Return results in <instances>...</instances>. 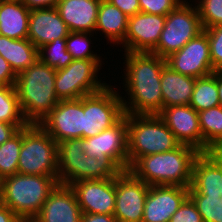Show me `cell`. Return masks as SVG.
<instances>
[{"mask_svg": "<svg viewBox=\"0 0 222 222\" xmlns=\"http://www.w3.org/2000/svg\"><path fill=\"white\" fill-rule=\"evenodd\" d=\"M122 97L125 114H158L163 109L161 73L166 59L148 52H125ZM129 100V101H127Z\"/></svg>", "mask_w": 222, "mask_h": 222, "instance_id": "7a4b0ae2", "label": "cell"}, {"mask_svg": "<svg viewBox=\"0 0 222 222\" xmlns=\"http://www.w3.org/2000/svg\"><path fill=\"white\" fill-rule=\"evenodd\" d=\"M38 124L57 143L83 138L84 96L76 100H60Z\"/></svg>", "mask_w": 222, "mask_h": 222, "instance_id": "7c38bea8", "label": "cell"}, {"mask_svg": "<svg viewBox=\"0 0 222 222\" xmlns=\"http://www.w3.org/2000/svg\"><path fill=\"white\" fill-rule=\"evenodd\" d=\"M128 169L140 157L164 153L180 143L158 114H127Z\"/></svg>", "mask_w": 222, "mask_h": 222, "instance_id": "5b68a950", "label": "cell"}, {"mask_svg": "<svg viewBox=\"0 0 222 222\" xmlns=\"http://www.w3.org/2000/svg\"><path fill=\"white\" fill-rule=\"evenodd\" d=\"M20 218L0 201V222H18Z\"/></svg>", "mask_w": 222, "mask_h": 222, "instance_id": "7bdbcfd3", "label": "cell"}, {"mask_svg": "<svg viewBox=\"0 0 222 222\" xmlns=\"http://www.w3.org/2000/svg\"><path fill=\"white\" fill-rule=\"evenodd\" d=\"M203 156L211 163L222 150V105L198 112Z\"/></svg>", "mask_w": 222, "mask_h": 222, "instance_id": "484cf974", "label": "cell"}, {"mask_svg": "<svg viewBox=\"0 0 222 222\" xmlns=\"http://www.w3.org/2000/svg\"><path fill=\"white\" fill-rule=\"evenodd\" d=\"M102 63V59H76L66 68L57 70L55 91L58 99L76 100L103 90L108 84L98 78Z\"/></svg>", "mask_w": 222, "mask_h": 222, "instance_id": "52a82bcc", "label": "cell"}, {"mask_svg": "<svg viewBox=\"0 0 222 222\" xmlns=\"http://www.w3.org/2000/svg\"><path fill=\"white\" fill-rule=\"evenodd\" d=\"M58 143L37 123L23 128L18 173L58 177Z\"/></svg>", "mask_w": 222, "mask_h": 222, "instance_id": "8992f818", "label": "cell"}, {"mask_svg": "<svg viewBox=\"0 0 222 222\" xmlns=\"http://www.w3.org/2000/svg\"><path fill=\"white\" fill-rule=\"evenodd\" d=\"M189 105L197 112L220 105L217 89V71L196 79Z\"/></svg>", "mask_w": 222, "mask_h": 222, "instance_id": "83f0119b", "label": "cell"}, {"mask_svg": "<svg viewBox=\"0 0 222 222\" xmlns=\"http://www.w3.org/2000/svg\"><path fill=\"white\" fill-rule=\"evenodd\" d=\"M128 16L124 14L121 10L115 7L113 4L107 0H101L98 15L97 23L95 27L96 31L104 34L107 41H110V44L120 45L124 42V38L127 33L128 27Z\"/></svg>", "mask_w": 222, "mask_h": 222, "instance_id": "d4e9b609", "label": "cell"}, {"mask_svg": "<svg viewBox=\"0 0 222 222\" xmlns=\"http://www.w3.org/2000/svg\"><path fill=\"white\" fill-rule=\"evenodd\" d=\"M17 75L11 69L6 59L0 55V86L15 85Z\"/></svg>", "mask_w": 222, "mask_h": 222, "instance_id": "74e56055", "label": "cell"}, {"mask_svg": "<svg viewBox=\"0 0 222 222\" xmlns=\"http://www.w3.org/2000/svg\"><path fill=\"white\" fill-rule=\"evenodd\" d=\"M196 78L182 75L165 65L161 73L163 108L173 105H189Z\"/></svg>", "mask_w": 222, "mask_h": 222, "instance_id": "7402d4cb", "label": "cell"}, {"mask_svg": "<svg viewBox=\"0 0 222 222\" xmlns=\"http://www.w3.org/2000/svg\"><path fill=\"white\" fill-rule=\"evenodd\" d=\"M94 33L89 32H70L66 38V48L67 51L72 55L74 60L76 59H102L100 55L93 52L92 47H90L91 39ZM89 35V37H88ZM92 35V36H91Z\"/></svg>", "mask_w": 222, "mask_h": 222, "instance_id": "d6a6232c", "label": "cell"}, {"mask_svg": "<svg viewBox=\"0 0 222 222\" xmlns=\"http://www.w3.org/2000/svg\"><path fill=\"white\" fill-rule=\"evenodd\" d=\"M56 70L39 58L17 74L15 89L24 118L39 123L60 101L55 91Z\"/></svg>", "mask_w": 222, "mask_h": 222, "instance_id": "3957f363", "label": "cell"}, {"mask_svg": "<svg viewBox=\"0 0 222 222\" xmlns=\"http://www.w3.org/2000/svg\"><path fill=\"white\" fill-rule=\"evenodd\" d=\"M101 0H59L56 9L70 32L95 33Z\"/></svg>", "mask_w": 222, "mask_h": 222, "instance_id": "44dd1931", "label": "cell"}, {"mask_svg": "<svg viewBox=\"0 0 222 222\" xmlns=\"http://www.w3.org/2000/svg\"><path fill=\"white\" fill-rule=\"evenodd\" d=\"M82 138L58 143V182L65 185L81 181Z\"/></svg>", "mask_w": 222, "mask_h": 222, "instance_id": "cb8c5ba5", "label": "cell"}, {"mask_svg": "<svg viewBox=\"0 0 222 222\" xmlns=\"http://www.w3.org/2000/svg\"><path fill=\"white\" fill-rule=\"evenodd\" d=\"M184 0H139L140 11L166 16Z\"/></svg>", "mask_w": 222, "mask_h": 222, "instance_id": "d590c367", "label": "cell"}, {"mask_svg": "<svg viewBox=\"0 0 222 222\" xmlns=\"http://www.w3.org/2000/svg\"><path fill=\"white\" fill-rule=\"evenodd\" d=\"M122 170L111 160H97L82 154L81 180L107 179L116 177Z\"/></svg>", "mask_w": 222, "mask_h": 222, "instance_id": "4dcf8cb0", "label": "cell"}, {"mask_svg": "<svg viewBox=\"0 0 222 222\" xmlns=\"http://www.w3.org/2000/svg\"><path fill=\"white\" fill-rule=\"evenodd\" d=\"M158 116L182 145L195 148L203 155V138L198 112L190 105H173L163 108Z\"/></svg>", "mask_w": 222, "mask_h": 222, "instance_id": "ac0fdd59", "label": "cell"}, {"mask_svg": "<svg viewBox=\"0 0 222 222\" xmlns=\"http://www.w3.org/2000/svg\"><path fill=\"white\" fill-rule=\"evenodd\" d=\"M39 59L56 71L66 68L74 59L67 51L66 38L55 39L38 49Z\"/></svg>", "mask_w": 222, "mask_h": 222, "instance_id": "1f68e13d", "label": "cell"}, {"mask_svg": "<svg viewBox=\"0 0 222 222\" xmlns=\"http://www.w3.org/2000/svg\"><path fill=\"white\" fill-rule=\"evenodd\" d=\"M30 12L21 0H0V35L27 39Z\"/></svg>", "mask_w": 222, "mask_h": 222, "instance_id": "603a6c76", "label": "cell"}, {"mask_svg": "<svg viewBox=\"0 0 222 222\" xmlns=\"http://www.w3.org/2000/svg\"><path fill=\"white\" fill-rule=\"evenodd\" d=\"M210 180L216 185L222 202V150L211 162Z\"/></svg>", "mask_w": 222, "mask_h": 222, "instance_id": "8d00e7d4", "label": "cell"}, {"mask_svg": "<svg viewBox=\"0 0 222 222\" xmlns=\"http://www.w3.org/2000/svg\"><path fill=\"white\" fill-rule=\"evenodd\" d=\"M2 178L0 177V197H1Z\"/></svg>", "mask_w": 222, "mask_h": 222, "instance_id": "bcb514c9", "label": "cell"}, {"mask_svg": "<svg viewBox=\"0 0 222 222\" xmlns=\"http://www.w3.org/2000/svg\"><path fill=\"white\" fill-rule=\"evenodd\" d=\"M211 163L195 148H177L138 158L129 171L149 186L178 185L202 188L210 181Z\"/></svg>", "mask_w": 222, "mask_h": 222, "instance_id": "6da1fadb", "label": "cell"}, {"mask_svg": "<svg viewBox=\"0 0 222 222\" xmlns=\"http://www.w3.org/2000/svg\"><path fill=\"white\" fill-rule=\"evenodd\" d=\"M0 55L17 75L31 66L38 58V48L27 39H12L0 35Z\"/></svg>", "mask_w": 222, "mask_h": 222, "instance_id": "4316f807", "label": "cell"}, {"mask_svg": "<svg viewBox=\"0 0 222 222\" xmlns=\"http://www.w3.org/2000/svg\"><path fill=\"white\" fill-rule=\"evenodd\" d=\"M0 122L14 124L18 129L29 124L23 116L15 85L0 86Z\"/></svg>", "mask_w": 222, "mask_h": 222, "instance_id": "f1b7e54d", "label": "cell"}, {"mask_svg": "<svg viewBox=\"0 0 222 222\" xmlns=\"http://www.w3.org/2000/svg\"><path fill=\"white\" fill-rule=\"evenodd\" d=\"M23 128L19 129L5 143L0 145V177L18 173V160L22 147Z\"/></svg>", "mask_w": 222, "mask_h": 222, "instance_id": "f546056e", "label": "cell"}, {"mask_svg": "<svg viewBox=\"0 0 222 222\" xmlns=\"http://www.w3.org/2000/svg\"><path fill=\"white\" fill-rule=\"evenodd\" d=\"M165 59L166 65L172 70L196 79L214 72L209 40L204 29L180 50L170 54Z\"/></svg>", "mask_w": 222, "mask_h": 222, "instance_id": "4fadbf2b", "label": "cell"}, {"mask_svg": "<svg viewBox=\"0 0 222 222\" xmlns=\"http://www.w3.org/2000/svg\"><path fill=\"white\" fill-rule=\"evenodd\" d=\"M112 85L84 96L83 138L99 134L115 125L124 115L121 94Z\"/></svg>", "mask_w": 222, "mask_h": 222, "instance_id": "9c48e42d", "label": "cell"}, {"mask_svg": "<svg viewBox=\"0 0 222 222\" xmlns=\"http://www.w3.org/2000/svg\"><path fill=\"white\" fill-rule=\"evenodd\" d=\"M199 189L178 185L149 186L142 222H169L182 203Z\"/></svg>", "mask_w": 222, "mask_h": 222, "instance_id": "2e32d148", "label": "cell"}, {"mask_svg": "<svg viewBox=\"0 0 222 222\" xmlns=\"http://www.w3.org/2000/svg\"><path fill=\"white\" fill-rule=\"evenodd\" d=\"M58 2L59 0H22L29 10L56 7Z\"/></svg>", "mask_w": 222, "mask_h": 222, "instance_id": "ab89813d", "label": "cell"}, {"mask_svg": "<svg viewBox=\"0 0 222 222\" xmlns=\"http://www.w3.org/2000/svg\"><path fill=\"white\" fill-rule=\"evenodd\" d=\"M186 1H182L166 15L160 40L151 53L167 58L203 31L195 3L192 5Z\"/></svg>", "mask_w": 222, "mask_h": 222, "instance_id": "ba28073f", "label": "cell"}, {"mask_svg": "<svg viewBox=\"0 0 222 222\" xmlns=\"http://www.w3.org/2000/svg\"><path fill=\"white\" fill-rule=\"evenodd\" d=\"M149 185L129 170L115 177V212L117 222H142Z\"/></svg>", "mask_w": 222, "mask_h": 222, "instance_id": "8fae6325", "label": "cell"}, {"mask_svg": "<svg viewBox=\"0 0 222 222\" xmlns=\"http://www.w3.org/2000/svg\"><path fill=\"white\" fill-rule=\"evenodd\" d=\"M210 45V57L214 71L222 70V25L204 29Z\"/></svg>", "mask_w": 222, "mask_h": 222, "instance_id": "e575fe53", "label": "cell"}, {"mask_svg": "<svg viewBox=\"0 0 222 222\" xmlns=\"http://www.w3.org/2000/svg\"><path fill=\"white\" fill-rule=\"evenodd\" d=\"M81 222H117V220L108 214H82Z\"/></svg>", "mask_w": 222, "mask_h": 222, "instance_id": "b9f144b4", "label": "cell"}, {"mask_svg": "<svg viewBox=\"0 0 222 222\" xmlns=\"http://www.w3.org/2000/svg\"><path fill=\"white\" fill-rule=\"evenodd\" d=\"M82 214H108L115 212V177L81 180L69 185Z\"/></svg>", "mask_w": 222, "mask_h": 222, "instance_id": "9a60e30c", "label": "cell"}, {"mask_svg": "<svg viewBox=\"0 0 222 222\" xmlns=\"http://www.w3.org/2000/svg\"><path fill=\"white\" fill-rule=\"evenodd\" d=\"M58 183V177L16 173L2 179L0 201L20 219H34Z\"/></svg>", "mask_w": 222, "mask_h": 222, "instance_id": "277c9868", "label": "cell"}, {"mask_svg": "<svg viewBox=\"0 0 222 222\" xmlns=\"http://www.w3.org/2000/svg\"><path fill=\"white\" fill-rule=\"evenodd\" d=\"M18 130L14 124L0 122V145L5 143Z\"/></svg>", "mask_w": 222, "mask_h": 222, "instance_id": "60d3db41", "label": "cell"}, {"mask_svg": "<svg viewBox=\"0 0 222 222\" xmlns=\"http://www.w3.org/2000/svg\"><path fill=\"white\" fill-rule=\"evenodd\" d=\"M18 222H37L35 219H20Z\"/></svg>", "mask_w": 222, "mask_h": 222, "instance_id": "f6af8a7d", "label": "cell"}, {"mask_svg": "<svg viewBox=\"0 0 222 222\" xmlns=\"http://www.w3.org/2000/svg\"><path fill=\"white\" fill-rule=\"evenodd\" d=\"M166 16L139 12L128 18L127 33L121 44L124 52L151 53L157 46Z\"/></svg>", "mask_w": 222, "mask_h": 222, "instance_id": "e0dca14e", "label": "cell"}, {"mask_svg": "<svg viewBox=\"0 0 222 222\" xmlns=\"http://www.w3.org/2000/svg\"><path fill=\"white\" fill-rule=\"evenodd\" d=\"M128 17L133 16L140 11L139 0H107Z\"/></svg>", "mask_w": 222, "mask_h": 222, "instance_id": "f35d334b", "label": "cell"}, {"mask_svg": "<svg viewBox=\"0 0 222 222\" xmlns=\"http://www.w3.org/2000/svg\"><path fill=\"white\" fill-rule=\"evenodd\" d=\"M217 89L220 105H222V70H217Z\"/></svg>", "mask_w": 222, "mask_h": 222, "instance_id": "ee69618b", "label": "cell"}, {"mask_svg": "<svg viewBox=\"0 0 222 222\" xmlns=\"http://www.w3.org/2000/svg\"><path fill=\"white\" fill-rule=\"evenodd\" d=\"M81 217L82 211L71 187L58 183L34 219L37 222H81Z\"/></svg>", "mask_w": 222, "mask_h": 222, "instance_id": "d6986e66", "label": "cell"}, {"mask_svg": "<svg viewBox=\"0 0 222 222\" xmlns=\"http://www.w3.org/2000/svg\"><path fill=\"white\" fill-rule=\"evenodd\" d=\"M169 222H222V202L216 185L210 180L194 191Z\"/></svg>", "mask_w": 222, "mask_h": 222, "instance_id": "5bb4252c", "label": "cell"}, {"mask_svg": "<svg viewBox=\"0 0 222 222\" xmlns=\"http://www.w3.org/2000/svg\"><path fill=\"white\" fill-rule=\"evenodd\" d=\"M69 33L56 7L31 10L28 39L38 49L55 39L67 38Z\"/></svg>", "mask_w": 222, "mask_h": 222, "instance_id": "ffe728a7", "label": "cell"}, {"mask_svg": "<svg viewBox=\"0 0 222 222\" xmlns=\"http://www.w3.org/2000/svg\"><path fill=\"white\" fill-rule=\"evenodd\" d=\"M82 149L87 156L111 159L122 171L128 170L127 114L99 134L82 138Z\"/></svg>", "mask_w": 222, "mask_h": 222, "instance_id": "30bf717a", "label": "cell"}, {"mask_svg": "<svg viewBox=\"0 0 222 222\" xmlns=\"http://www.w3.org/2000/svg\"><path fill=\"white\" fill-rule=\"evenodd\" d=\"M195 5L203 29L222 25V0H195Z\"/></svg>", "mask_w": 222, "mask_h": 222, "instance_id": "836d02e7", "label": "cell"}]
</instances>
